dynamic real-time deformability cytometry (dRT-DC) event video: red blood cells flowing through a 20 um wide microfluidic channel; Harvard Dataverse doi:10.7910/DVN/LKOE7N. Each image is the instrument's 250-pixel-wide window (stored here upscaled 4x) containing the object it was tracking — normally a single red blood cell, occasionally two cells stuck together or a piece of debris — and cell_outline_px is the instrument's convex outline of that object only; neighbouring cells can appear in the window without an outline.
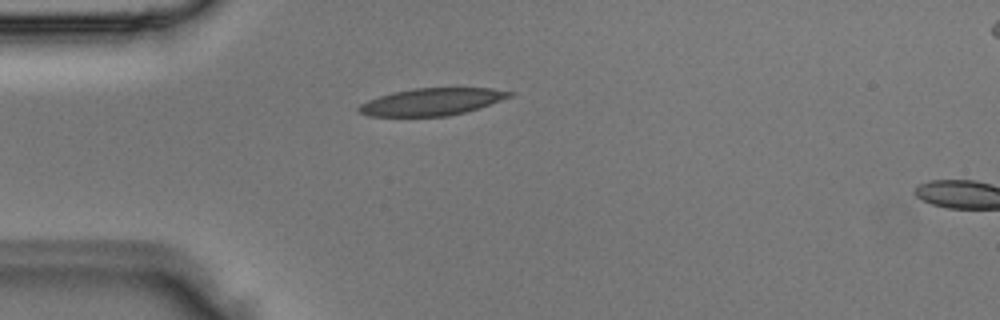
{"species": "Egyptian fruit bat (a non-hibernating species)", "species_latin": "Rousettus aegyptiacus", "temperature_condition": "room temperature", "stored_images_in_passage": 4, "camera_frame_rate_fps": 3000, "um_per_image_px": 0.085, "animal": {"sex": "male"}, "frame": {"image": 1, "passage_image": 3, "time_ms": 0.667, "image_size_px": [1000, 320], "cell_outline_px": [[516, 92], [512, 96], [480, 108], [448, 116], [368, 116], [360, 112], [356, 108], [360, 104], [368, 100], [392, 92], [416, 88], [492, 88]], "centroid_in_image_um": [36.73, 8.65], "position_along_channel_um": 48.3, "area_um2": 23.87}}